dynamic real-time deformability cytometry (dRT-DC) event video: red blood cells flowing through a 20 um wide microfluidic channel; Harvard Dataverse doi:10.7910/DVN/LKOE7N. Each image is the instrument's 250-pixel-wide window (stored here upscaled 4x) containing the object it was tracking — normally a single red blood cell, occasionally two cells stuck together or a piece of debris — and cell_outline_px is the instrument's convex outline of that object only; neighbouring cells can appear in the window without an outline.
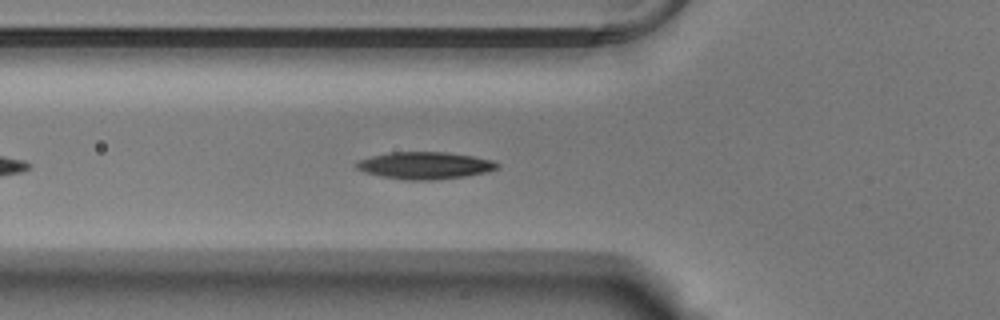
{"species": "Egyptian fruit bat (a non-hibernating species)", "species_latin": "Rousettus aegyptiacus", "temperature_condition": "warm", "stored_images_in_passage": 20, "camera_frame_rate_fps": 3000, "um_per_image_px": 0.085, "animal": {"sex": "male"}, "frame": {"image": 1, "passage_image": 7, "time_ms": 2.0, "image_size_px": [1000, 320], "cell_outline_px": [[500, 168], [488, 172], [464, 176], [432, 180], [404, 180], [380, 176], [364, 172], [356, 168], [356, 164], [360, 160], [372, 156], [392, 152], [448, 152], [472, 156], [492, 160], [500, 164]], "centroid_in_image_um": [36.15, 14.07], "position_along_channel_um": 89.7, "area_um2": 22.25}}
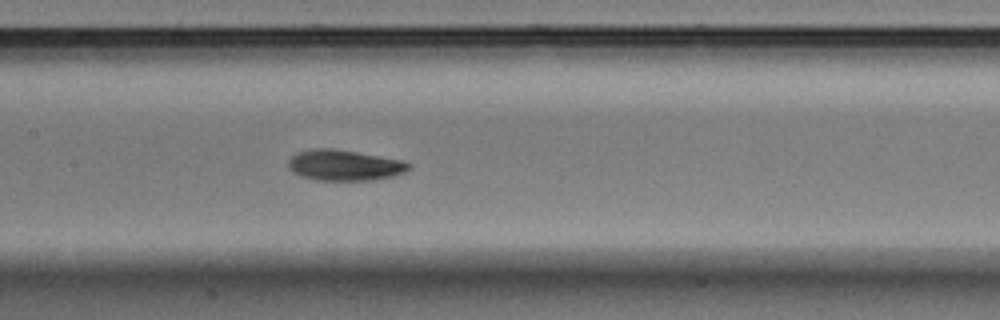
{"frame": {"image": 2, "passage_image": 14, "time_ms": 4.333, "image_size_px": [1000, 320], "cell_outline_px": [[412, 168], [404, 172], [392, 176], [372, 180], [316, 180], [304, 176], [288, 168], [288, 160], [296, 152], [312, 148], [332, 148], [404, 160], [412, 164]], "centroid_in_image_um": [29.3, 14.03], "position_along_channel_um": 178.1, "area_um2": 21.56}}
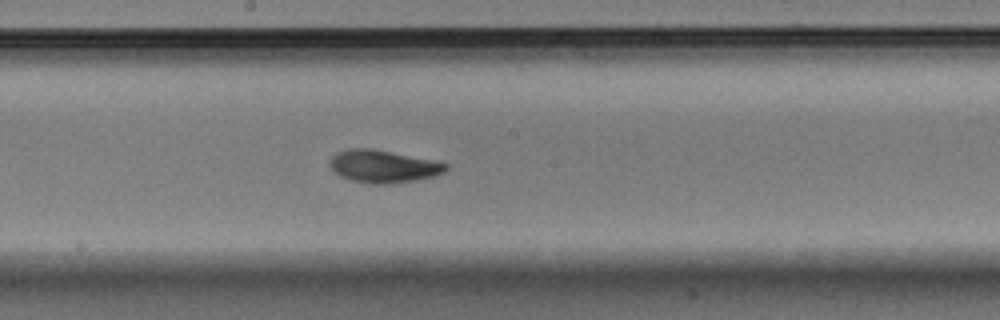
{"frame": {"image": 3, "passage_image": 17, "time_ms": 5.333, "image_size_px": [1000, 320], "cell_outline_px": [[448, 168], [444, 172], [436, 176], [416, 180], [388, 184], [368, 184], [352, 180], [340, 176], [332, 172], [328, 164], [332, 156], [336, 152], [348, 148], [372, 148], [432, 160], [448, 164]], "centroid_in_image_um": [32.53, 14.14], "position_along_channel_um": 215.7, "area_um2": 22.25}}